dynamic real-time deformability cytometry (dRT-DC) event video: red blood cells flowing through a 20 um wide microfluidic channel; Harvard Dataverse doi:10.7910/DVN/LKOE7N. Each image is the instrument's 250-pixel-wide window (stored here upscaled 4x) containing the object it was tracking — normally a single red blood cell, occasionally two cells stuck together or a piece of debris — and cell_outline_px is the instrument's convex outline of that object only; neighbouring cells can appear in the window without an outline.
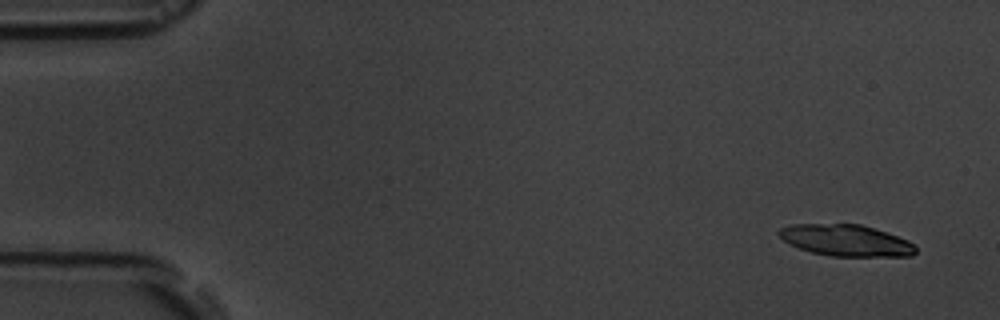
{"species": "common noctule bat (a hibernating species)", "species_latin": "Nyctalus noctula", "temperature_condition": "room temperature", "stored_images_in_passage": 6, "camera_frame_rate_fps": 3000, "um_per_image_px": 0.085, "animal": {"sex": "male", "body_mass_g": 19.5, "forearm_length_mm": 54.6}, "frame": {"image": 1, "passage_image": 1, "time_ms": 0.0, "image_size_px": [1000, 320], "cell_outline_px": [[916, 252], [912, 256], [828, 256], [812, 252], [788, 244], [776, 232], [780, 228], [792, 224], [860, 224], [908, 240], [916, 244]], "centroid_in_image_um": [71.9, 20.44], "position_along_channel_um": 13.1, "area_um2": 24.97}}